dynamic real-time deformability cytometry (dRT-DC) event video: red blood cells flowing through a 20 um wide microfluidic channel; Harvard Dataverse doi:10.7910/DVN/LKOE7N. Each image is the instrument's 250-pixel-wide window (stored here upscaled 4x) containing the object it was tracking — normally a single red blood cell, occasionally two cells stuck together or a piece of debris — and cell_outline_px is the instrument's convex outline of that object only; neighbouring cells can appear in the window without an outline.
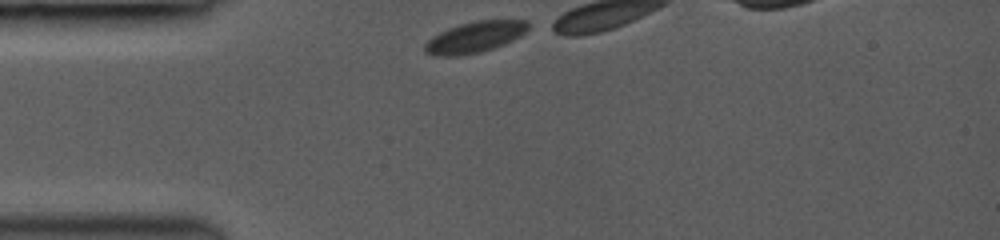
{"species": "common noctule bat (a hibernating species)", "species_latin": "Nyctalus noctula", "temperature_condition": "room temperature", "stored_images_in_passage": 7, "camera_frame_rate_fps": 3000, "um_per_image_px": 0.085, "animal": {"sex": "female", "body_mass_g": 19.0, "forearm_length_mm": 53.3}, "frame": {"image": 1, "passage_image": 1, "time_ms": 0.0, "image_size_px": [1000, 240], "cell_outline_px": [[536, 24], [520, 36], [504, 44], [480, 52], [456, 56], [432, 56], [424, 52], [424, 44], [432, 36], [448, 28], [460, 24], [476, 20], [528, 20]], "centroid_in_image_um": [40.4, 3.14], "position_along_channel_um": 44.6, "area_um2": 19.02}}